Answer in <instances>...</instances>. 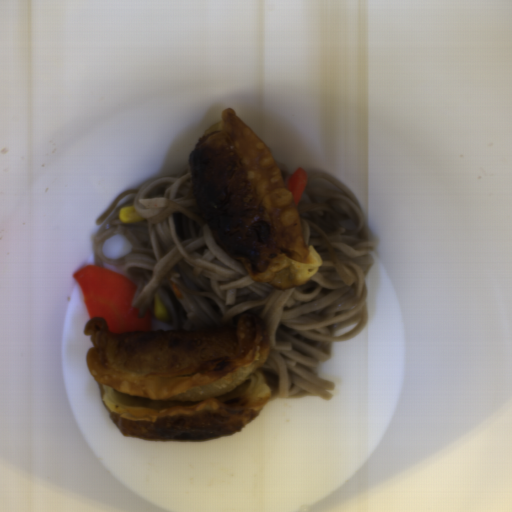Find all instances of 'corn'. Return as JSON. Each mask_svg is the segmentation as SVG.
I'll return each mask as SVG.
<instances>
[{"mask_svg":"<svg viewBox=\"0 0 512 512\" xmlns=\"http://www.w3.org/2000/svg\"><path fill=\"white\" fill-rule=\"evenodd\" d=\"M118 216L120 223L129 225L145 219L138 214L135 205L120 208Z\"/></svg>","mask_w":512,"mask_h":512,"instance_id":"1","label":"corn"},{"mask_svg":"<svg viewBox=\"0 0 512 512\" xmlns=\"http://www.w3.org/2000/svg\"><path fill=\"white\" fill-rule=\"evenodd\" d=\"M153 315L158 321H169V315L157 293H154L153 295Z\"/></svg>","mask_w":512,"mask_h":512,"instance_id":"2","label":"corn"}]
</instances>
